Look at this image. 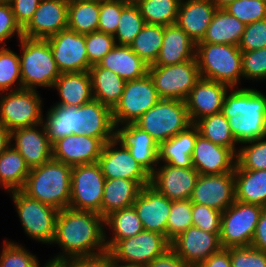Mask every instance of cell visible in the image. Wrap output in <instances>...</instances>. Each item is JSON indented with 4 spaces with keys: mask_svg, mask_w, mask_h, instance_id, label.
<instances>
[{
    "mask_svg": "<svg viewBox=\"0 0 266 267\" xmlns=\"http://www.w3.org/2000/svg\"><path fill=\"white\" fill-rule=\"evenodd\" d=\"M231 267H266V253L253 246L230 247Z\"/></svg>",
    "mask_w": 266,
    "mask_h": 267,
    "instance_id": "cell-53",
    "label": "cell"
},
{
    "mask_svg": "<svg viewBox=\"0 0 266 267\" xmlns=\"http://www.w3.org/2000/svg\"><path fill=\"white\" fill-rule=\"evenodd\" d=\"M116 45L113 35L95 31L85 34L87 58L91 66L98 64Z\"/></svg>",
    "mask_w": 266,
    "mask_h": 267,
    "instance_id": "cell-49",
    "label": "cell"
},
{
    "mask_svg": "<svg viewBox=\"0 0 266 267\" xmlns=\"http://www.w3.org/2000/svg\"><path fill=\"white\" fill-rule=\"evenodd\" d=\"M147 267H193L187 264L184 260L174 252L170 247L160 256H157Z\"/></svg>",
    "mask_w": 266,
    "mask_h": 267,
    "instance_id": "cell-58",
    "label": "cell"
},
{
    "mask_svg": "<svg viewBox=\"0 0 266 267\" xmlns=\"http://www.w3.org/2000/svg\"><path fill=\"white\" fill-rule=\"evenodd\" d=\"M60 73L89 71L91 65L87 58L85 34L70 29L47 38Z\"/></svg>",
    "mask_w": 266,
    "mask_h": 267,
    "instance_id": "cell-15",
    "label": "cell"
},
{
    "mask_svg": "<svg viewBox=\"0 0 266 267\" xmlns=\"http://www.w3.org/2000/svg\"><path fill=\"white\" fill-rule=\"evenodd\" d=\"M53 88L58 91L60 102L56 105L81 106L93 100L91 78L88 71L61 73Z\"/></svg>",
    "mask_w": 266,
    "mask_h": 267,
    "instance_id": "cell-31",
    "label": "cell"
},
{
    "mask_svg": "<svg viewBox=\"0 0 266 267\" xmlns=\"http://www.w3.org/2000/svg\"><path fill=\"white\" fill-rule=\"evenodd\" d=\"M126 5L127 3L120 0H100L98 31L114 36L122 9Z\"/></svg>",
    "mask_w": 266,
    "mask_h": 267,
    "instance_id": "cell-50",
    "label": "cell"
},
{
    "mask_svg": "<svg viewBox=\"0 0 266 267\" xmlns=\"http://www.w3.org/2000/svg\"><path fill=\"white\" fill-rule=\"evenodd\" d=\"M170 243L162 234L143 230L135 236L119 240L109 251L115 260L147 266L168 250Z\"/></svg>",
    "mask_w": 266,
    "mask_h": 267,
    "instance_id": "cell-13",
    "label": "cell"
},
{
    "mask_svg": "<svg viewBox=\"0 0 266 267\" xmlns=\"http://www.w3.org/2000/svg\"><path fill=\"white\" fill-rule=\"evenodd\" d=\"M197 267H231L230 248H222Z\"/></svg>",
    "mask_w": 266,
    "mask_h": 267,
    "instance_id": "cell-60",
    "label": "cell"
},
{
    "mask_svg": "<svg viewBox=\"0 0 266 267\" xmlns=\"http://www.w3.org/2000/svg\"><path fill=\"white\" fill-rule=\"evenodd\" d=\"M71 176V166L52 158L30 169L21 191L37 201L62 210L69 207Z\"/></svg>",
    "mask_w": 266,
    "mask_h": 267,
    "instance_id": "cell-3",
    "label": "cell"
},
{
    "mask_svg": "<svg viewBox=\"0 0 266 267\" xmlns=\"http://www.w3.org/2000/svg\"><path fill=\"white\" fill-rule=\"evenodd\" d=\"M219 9H224L226 6L234 2L235 0H211Z\"/></svg>",
    "mask_w": 266,
    "mask_h": 267,
    "instance_id": "cell-64",
    "label": "cell"
},
{
    "mask_svg": "<svg viewBox=\"0 0 266 267\" xmlns=\"http://www.w3.org/2000/svg\"><path fill=\"white\" fill-rule=\"evenodd\" d=\"M17 23L23 29L32 19L41 0H9Z\"/></svg>",
    "mask_w": 266,
    "mask_h": 267,
    "instance_id": "cell-57",
    "label": "cell"
},
{
    "mask_svg": "<svg viewBox=\"0 0 266 267\" xmlns=\"http://www.w3.org/2000/svg\"><path fill=\"white\" fill-rule=\"evenodd\" d=\"M195 57L201 78L238 87L243 78L242 51L238 46L196 43Z\"/></svg>",
    "mask_w": 266,
    "mask_h": 267,
    "instance_id": "cell-4",
    "label": "cell"
},
{
    "mask_svg": "<svg viewBox=\"0 0 266 267\" xmlns=\"http://www.w3.org/2000/svg\"><path fill=\"white\" fill-rule=\"evenodd\" d=\"M170 246L181 260L193 267L222 249L220 234L209 233L196 226H190L179 234Z\"/></svg>",
    "mask_w": 266,
    "mask_h": 267,
    "instance_id": "cell-17",
    "label": "cell"
},
{
    "mask_svg": "<svg viewBox=\"0 0 266 267\" xmlns=\"http://www.w3.org/2000/svg\"><path fill=\"white\" fill-rule=\"evenodd\" d=\"M227 120L237 144L266 137V118L235 115Z\"/></svg>",
    "mask_w": 266,
    "mask_h": 267,
    "instance_id": "cell-44",
    "label": "cell"
},
{
    "mask_svg": "<svg viewBox=\"0 0 266 267\" xmlns=\"http://www.w3.org/2000/svg\"><path fill=\"white\" fill-rule=\"evenodd\" d=\"M231 89L223 83L200 78L185 100L191 123L221 113L225 94Z\"/></svg>",
    "mask_w": 266,
    "mask_h": 267,
    "instance_id": "cell-21",
    "label": "cell"
},
{
    "mask_svg": "<svg viewBox=\"0 0 266 267\" xmlns=\"http://www.w3.org/2000/svg\"><path fill=\"white\" fill-rule=\"evenodd\" d=\"M236 201L266 207V170L234 169Z\"/></svg>",
    "mask_w": 266,
    "mask_h": 267,
    "instance_id": "cell-35",
    "label": "cell"
},
{
    "mask_svg": "<svg viewBox=\"0 0 266 267\" xmlns=\"http://www.w3.org/2000/svg\"><path fill=\"white\" fill-rule=\"evenodd\" d=\"M263 206L235 201L222 212V248L250 246Z\"/></svg>",
    "mask_w": 266,
    "mask_h": 267,
    "instance_id": "cell-9",
    "label": "cell"
},
{
    "mask_svg": "<svg viewBox=\"0 0 266 267\" xmlns=\"http://www.w3.org/2000/svg\"><path fill=\"white\" fill-rule=\"evenodd\" d=\"M160 99L149 73L142 78L126 81L123 94L112 109L115 127L135 123Z\"/></svg>",
    "mask_w": 266,
    "mask_h": 267,
    "instance_id": "cell-11",
    "label": "cell"
},
{
    "mask_svg": "<svg viewBox=\"0 0 266 267\" xmlns=\"http://www.w3.org/2000/svg\"><path fill=\"white\" fill-rule=\"evenodd\" d=\"M127 4H137L140 0H120Z\"/></svg>",
    "mask_w": 266,
    "mask_h": 267,
    "instance_id": "cell-65",
    "label": "cell"
},
{
    "mask_svg": "<svg viewBox=\"0 0 266 267\" xmlns=\"http://www.w3.org/2000/svg\"><path fill=\"white\" fill-rule=\"evenodd\" d=\"M20 73L22 89L53 88L60 76L47 39L21 37Z\"/></svg>",
    "mask_w": 266,
    "mask_h": 267,
    "instance_id": "cell-5",
    "label": "cell"
},
{
    "mask_svg": "<svg viewBox=\"0 0 266 267\" xmlns=\"http://www.w3.org/2000/svg\"><path fill=\"white\" fill-rule=\"evenodd\" d=\"M40 267V264H39ZM43 267H65V259L51 258Z\"/></svg>",
    "mask_w": 266,
    "mask_h": 267,
    "instance_id": "cell-62",
    "label": "cell"
},
{
    "mask_svg": "<svg viewBox=\"0 0 266 267\" xmlns=\"http://www.w3.org/2000/svg\"><path fill=\"white\" fill-rule=\"evenodd\" d=\"M104 226L111 229L112 239L107 240L105 233V244L110 250L119 240L126 239L141 233L144 228L133 206L114 211L104 218Z\"/></svg>",
    "mask_w": 266,
    "mask_h": 267,
    "instance_id": "cell-37",
    "label": "cell"
},
{
    "mask_svg": "<svg viewBox=\"0 0 266 267\" xmlns=\"http://www.w3.org/2000/svg\"><path fill=\"white\" fill-rule=\"evenodd\" d=\"M68 27V4L64 0H41L23 37L47 39Z\"/></svg>",
    "mask_w": 266,
    "mask_h": 267,
    "instance_id": "cell-19",
    "label": "cell"
},
{
    "mask_svg": "<svg viewBox=\"0 0 266 267\" xmlns=\"http://www.w3.org/2000/svg\"><path fill=\"white\" fill-rule=\"evenodd\" d=\"M194 124L203 138L216 145L230 148L237 155V142L233 137L227 118L222 113L205 116Z\"/></svg>",
    "mask_w": 266,
    "mask_h": 267,
    "instance_id": "cell-38",
    "label": "cell"
},
{
    "mask_svg": "<svg viewBox=\"0 0 266 267\" xmlns=\"http://www.w3.org/2000/svg\"><path fill=\"white\" fill-rule=\"evenodd\" d=\"M88 72L93 99L113 109L123 94L126 81L99 64L91 66Z\"/></svg>",
    "mask_w": 266,
    "mask_h": 267,
    "instance_id": "cell-33",
    "label": "cell"
},
{
    "mask_svg": "<svg viewBox=\"0 0 266 267\" xmlns=\"http://www.w3.org/2000/svg\"><path fill=\"white\" fill-rule=\"evenodd\" d=\"M11 144V132L0 123V154Z\"/></svg>",
    "mask_w": 266,
    "mask_h": 267,
    "instance_id": "cell-61",
    "label": "cell"
},
{
    "mask_svg": "<svg viewBox=\"0 0 266 267\" xmlns=\"http://www.w3.org/2000/svg\"><path fill=\"white\" fill-rule=\"evenodd\" d=\"M181 0H140L137 5L146 24H176Z\"/></svg>",
    "mask_w": 266,
    "mask_h": 267,
    "instance_id": "cell-41",
    "label": "cell"
},
{
    "mask_svg": "<svg viewBox=\"0 0 266 267\" xmlns=\"http://www.w3.org/2000/svg\"><path fill=\"white\" fill-rule=\"evenodd\" d=\"M163 36V25L146 24L129 46L150 66L156 61L162 46Z\"/></svg>",
    "mask_w": 266,
    "mask_h": 267,
    "instance_id": "cell-40",
    "label": "cell"
},
{
    "mask_svg": "<svg viewBox=\"0 0 266 267\" xmlns=\"http://www.w3.org/2000/svg\"><path fill=\"white\" fill-rule=\"evenodd\" d=\"M171 204L172 200L148 185L141 189L132 206L141 220L144 230L157 232L166 237Z\"/></svg>",
    "mask_w": 266,
    "mask_h": 267,
    "instance_id": "cell-23",
    "label": "cell"
},
{
    "mask_svg": "<svg viewBox=\"0 0 266 267\" xmlns=\"http://www.w3.org/2000/svg\"><path fill=\"white\" fill-rule=\"evenodd\" d=\"M238 47L242 52L265 48L266 19L247 24Z\"/></svg>",
    "mask_w": 266,
    "mask_h": 267,
    "instance_id": "cell-54",
    "label": "cell"
},
{
    "mask_svg": "<svg viewBox=\"0 0 266 267\" xmlns=\"http://www.w3.org/2000/svg\"><path fill=\"white\" fill-rule=\"evenodd\" d=\"M243 78L250 80L266 79V47L242 52Z\"/></svg>",
    "mask_w": 266,
    "mask_h": 267,
    "instance_id": "cell-52",
    "label": "cell"
},
{
    "mask_svg": "<svg viewBox=\"0 0 266 267\" xmlns=\"http://www.w3.org/2000/svg\"><path fill=\"white\" fill-rule=\"evenodd\" d=\"M14 34L20 40L23 36V29L16 21L10 3L0 1V46H5V41L11 39Z\"/></svg>",
    "mask_w": 266,
    "mask_h": 267,
    "instance_id": "cell-55",
    "label": "cell"
},
{
    "mask_svg": "<svg viewBox=\"0 0 266 267\" xmlns=\"http://www.w3.org/2000/svg\"><path fill=\"white\" fill-rule=\"evenodd\" d=\"M64 1L69 5L75 2L88 1V0H64Z\"/></svg>",
    "mask_w": 266,
    "mask_h": 267,
    "instance_id": "cell-66",
    "label": "cell"
},
{
    "mask_svg": "<svg viewBox=\"0 0 266 267\" xmlns=\"http://www.w3.org/2000/svg\"><path fill=\"white\" fill-rule=\"evenodd\" d=\"M100 0L75 2L68 5V29L79 34L98 31Z\"/></svg>",
    "mask_w": 266,
    "mask_h": 267,
    "instance_id": "cell-39",
    "label": "cell"
},
{
    "mask_svg": "<svg viewBox=\"0 0 266 267\" xmlns=\"http://www.w3.org/2000/svg\"><path fill=\"white\" fill-rule=\"evenodd\" d=\"M36 90L0 92V123L10 132L43 123L42 98Z\"/></svg>",
    "mask_w": 266,
    "mask_h": 267,
    "instance_id": "cell-8",
    "label": "cell"
},
{
    "mask_svg": "<svg viewBox=\"0 0 266 267\" xmlns=\"http://www.w3.org/2000/svg\"><path fill=\"white\" fill-rule=\"evenodd\" d=\"M146 25L137 4H127L123 9L114 34L116 45L129 46Z\"/></svg>",
    "mask_w": 266,
    "mask_h": 267,
    "instance_id": "cell-42",
    "label": "cell"
},
{
    "mask_svg": "<svg viewBox=\"0 0 266 267\" xmlns=\"http://www.w3.org/2000/svg\"><path fill=\"white\" fill-rule=\"evenodd\" d=\"M109 69L125 81L144 77L149 65L135 54L130 46L115 45L98 63Z\"/></svg>",
    "mask_w": 266,
    "mask_h": 267,
    "instance_id": "cell-30",
    "label": "cell"
},
{
    "mask_svg": "<svg viewBox=\"0 0 266 267\" xmlns=\"http://www.w3.org/2000/svg\"><path fill=\"white\" fill-rule=\"evenodd\" d=\"M97 163L105 179L122 178L135 180L142 187L150 185L151 175L133 158L128 148L115 138L104 144Z\"/></svg>",
    "mask_w": 266,
    "mask_h": 267,
    "instance_id": "cell-14",
    "label": "cell"
},
{
    "mask_svg": "<svg viewBox=\"0 0 266 267\" xmlns=\"http://www.w3.org/2000/svg\"><path fill=\"white\" fill-rule=\"evenodd\" d=\"M251 246L266 253V207L261 212Z\"/></svg>",
    "mask_w": 266,
    "mask_h": 267,
    "instance_id": "cell-59",
    "label": "cell"
},
{
    "mask_svg": "<svg viewBox=\"0 0 266 267\" xmlns=\"http://www.w3.org/2000/svg\"><path fill=\"white\" fill-rule=\"evenodd\" d=\"M100 138L72 134L52 144L53 159L71 167L98 162L104 147Z\"/></svg>",
    "mask_w": 266,
    "mask_h": 267,
    "instance_id": "cell-20",
    "label": "cell"
},
{
    "mask_svg": "<svg viewBox=\"0 0 266 267\" xmlns=\"http://www.w3.org/2000/svg\"><path fill=\"white\" fill-rule=\"evenodd\" d=\"M190 226H193L192 202L190 199L172 200L171 211L166 226V238L171 242Z\"/></svg>",
    "mask_w": 266,
    "mask_h": 267,
    "instance_id": "cell-46",
    "label": "cell"
},
{
    "mask_svg": "<svg viewBox=\"0 0 266 267\" xmlns=\"http://www.w3.org/2000/svg\"><path fill=\"white\" fill-rule=\"evenodd\" d=\"M192 165L201 175L233 172L236 154L230 149L214 144L198 135L192 154Z\"/></svg>",
    "mask_w": 266,
    "mask_h": 267,
    "instance_id": "cell-25",
    "label": "cell"
},
{
    "mask_svg": "<svg viewBox=\"0 0 266 267\" xmlns=\"http://www.w3.org/2000/svg\"><path fill=\"white\" fill-rule=\"evenodd\" d=\"M134 124L151 135L159 145L192 123L185 101L161 98Z\"/></svg>",
    "mask_w": 266,
    "mask_h": 267,
    "instance_id": "cell-6",
    "label": "cell"
},
{
    "mask_svg": "<svg viewBox=\"0 0 266 267\" xmlns=\"http://www.w3.org/2000/svg\"><path fill=\"white\" fill-rule=\"evenodd\" d=\"M148 73L160 98L185 101L201 78L196 57L174 65H150Z\"/></svg>",
    "mask_w": 266,
    "mask_h": 267,
    "instance_id": "cell-10",
    "label": "cell"
},
{
    "mask_svg": "<svg viewBox=\"0 0 266 267\" xmlns=\"http://www.w3.org/2000/svg\"><path fill=\"white\" fill-rule=\"evenodd\" d=\"M105 177L98 163L72 167L69 207L101 215Z\"/></svg>",
    "mask_w": 266,
    "mask_h": 267,
    "instance_id": "cell-12",
    "label": "cell"
},
{
    "mask_svg": "<svg viewBox=\"0 0 266 267\" xmlns=\"http://www.w3.org/2000/svg\"><path fill=\"white\" fill-rule=\"evenodd\" d=\"M9 193L25 233L33 240L51 245L59 210L29 197L21 190Z\"/></svg>",
    "mask_w": 266,
    "mask_h": 267,
    "instance_id": "cell-7",
    "label": "cell"
},
{
    "mask_svg": "<svg viewBox=\"0 0 266 267\" xmlns=\"http://www.w3.org/2000/svg\"><path fill=\"white\" fill-rule=\"evenodd\" d=\"M4 248L0 254V267H37L39 261L24 246L4 240Z\"/></svg>",
    "mask_w": 266,
    "mask_h": 267,
    "instance_id": "cell-47",
    "label": "cell"
},
{
    "mask_svg": "<svg viewBox=\"0 0 266 267\" xmlns=\"http://www.w3.org/2000/svg\"><path fill=\"white\" fill-rule=\"evenodd\" d=\"M105 232L104 218L98 213L70 208L59 210L52 244H58L62 253L53 258L68 259L104 252L107 250Z\"/></svg>",
    "mask_w": 266,
    "mask_h": 267,
    "instance_id": "cell-2",
    "label": "cell"
},
{
    "mask_svg": "<svg viewBox=\"0 0 266 267\" xmlns=\"http://www.w3.org/2000/svg\"><path fill=\"white\" fill-rule=\"evenodd\" d=\"M230 90L225 94L221 111L227 119L235 115L266 118V95L252 88Z\"/></svg>",
    "mask_w": 266,
    "mask_h": 267,
    "instance_id": "cell-29",
    "label": "cell"
},
{
    "mask_svg": "<svg viewBox=\"0 0 266 267\" xmlns=\"http://www.w3.org/2000/svg\"><path fill=\"white\" fill-rule=\"evenodd\" d=\"M29 173L24 157L10 144L0 154V185L8 192L21 190Z\"/></svg>",
    "mask_w": 266,
    "mask_h": 267,
    "instance_id": "cell-36",
    "label": "cell"
},
{
    "mask_svg": "<svg viewBox=\"0 0 266 267\" xmlns=\"http://www.w3.org/2000/svg\"><path fill=\"white\" fill-rule=\"evenodd\" d=\"M196 43L177 24L164 26L162 46L152 65H174L195 58Z\"/></svg>",
    "mask_w": 266,
    "mask_h": 267,
    "instance_id": "cell-27",
    "label": "cell"
},
{
    "mask_svg": "<svg viewBox=\"0 0 266 267\" xmlns=\"http://www.w3.org/2000/svg\"><path fill=\"white\" fill-rule=\"evenodd\" d=\"M46 113L43 124L51 144L72 134L100 138L104 143L115 138L112 109L97 100L78 107L55 104Z\"/></svg>",
    "mask_w": 266,
    "mask_h": 267,
    "instance_id": "cell-1",
    "label": "cell"
},
{
    "mask_svg": "<svg viewBox=\"0 0 266 267\" xmlns=\"http://www.w3.org/2000/svg\"><path fill=\"white\" fill-rule=\"evenodd\" d=\"M199 131L192 123L177 135L158 146V161L173 167L193 168L192 154Z\"/></svg>",
    "mask_w": 266,
    "mask_h": 267,
    "instance_id": "cell-28",
    "label": "cell"
},
{
    "mask_svg": "<svg viewBox=\"0 0 266 267\" xmlns=\"http://www.w3.org/2000/svg\"><path fill=\"white\" fill-rule=\"evenodd\" d=\"M143 187L135 180L122 178L105 179L101 216L133 205Z\"/></svg>",
    "mask_w": 266,
    "mask_h": 267,
    "instance_id": "cell-32",
    "label": "cell"
},
{
    "mask_svg": "<svg viewBox=\"0 0 266 267\" xmlns=\"http://www.w3.org/2000/svg\"><path fill=\"white\" fill-rule=\"evenodd\" d=\"M222 212L202 204L192 203L193 226L209 233L220 234Z\"/></svg>",
    "mask_w": 266,
    "mask_h": 267,
    "instance_id": "cell-51",
    "label": "cell"
},
{
    "mask_svg": "<svg viewBox=\"0 0 266 267\" xmlns=\"http://www.w3.org/2000/svg\"><path fill=\"white\" fill-rule=\"evenodd\" d=\"M198 171L164 164L150 176V186L170 200H188L195 187Z\"/></svg>",
    "mask_w": 266,
    "mask_h": 267,
    "instance_id": "cell-18",
    "label": "cell"
},
{
    "mask_svg": "<svg viewBox=\"0 0 266 267\" xmlns=\"http://www.w3.org/2000/svg\"><path fill=\"white\" fill-rule=\"evenodd\" d=\"M265 139L266 137L246 142L244 146L239 147L235 169L266 170Z\"/></svg>",
    "mask_w": 266,
    "mask_h": 267,
    "instance_id": "cell-45",
    "label": "cell"
},
{
    "mask_svg": "<svg viewBox=\"0 0 266 267\" xmlns=\"http://www.w3.org/2000/svg\"><path fill=\"white\" fill-rule=\"evenodd\" d=\"M224 9L245 25L266 19V2L262 0H235Z\"/></svg>",
    "mask_w": 266,
    "mask_h": 267,
    "instance_id": "cell-48",
    "label": "cell"
},
{
    "mask_svg": "<svg viewBox=\"0 0 266 267\" xmlns=\"http://www.w3.org/2000/svg\"><path fill=\"white\" fill-rule=\"evenodd\" d=\"M217 9L211 0H181L176 24L198 43L204 38Z\"/></svg>",
    "mask_w": 266,
    "mask_h": 267,
    "instance_id": "cell-26",
    "label": "cell"
},
{
    "mask_svg": "<svg viewBox=\"0 0 266 267\" xmlns=\"http://www.w3.org/2000/svg\"><path fill=\"white\" fill-rule=\"evenodd\" d=\"M112 267H147V266L140 265V264L126 263V262L115 260L113 258Z\"/></svg>",
    "mask_w": 266,
    "mask_h": 267,
    "instance_id": "cell-63",
    "label": "cell"
},
{
    "mask_svg": "<svg viewBox=\"0 0 266 267\" xmlns=\"http://www.w3.org/2000/svg\"><path fill=\"white\" fill-rule=\"evenodd\" d=\"M12 141H15V143H12ZM11 143L24 157L30 169L38 167L53 158L52 144L43 123L11 131Z\"/></svg>",
    "mask_w": 266,
    "mask_h": 267,
    "instance_id": "cell-22",
    "label": "cell"
},
{
    "mask_svg": "<svg viewBox=\"0 0 266 267\" xmlns=\"http://www.w3.org/2000/svg\"><path fill=\"white\" fill-rule=\"evenodd\" d=\"M115 139L128 148L133 158L151 175L158 161V144L146 131L134 123L115 127ZM156 165V166H155Z\"/></svg>",
    "mask_w": 266,
    "mask_h": 267,
    "instance_id": "cell-24",
    "label": "cell"
},
{
    "mask_svg": "<svg viewBox=\"0 0 266 267\" xmlns=\"http://www.w3.org/2000/svg\"><path fill=\"white\" fill-rule=\"evenodd\" d=\"M113 255L109 250L104 252L65 259V267H112Z\"/></svg>",
    "mask_w": 266,
    "mask_h": 267,
    "instance_id": "cell-56",
    "label": "cell"
},
{
    "mask_svg": "<svg viewBox=\"0 0 266 267\" xmlns=\"http://www.w3.org/2000/svg\"><path fill=\"white\" fill-rule=\"evenodd\" d=\"M16 83L19 87L15 88ZM20 89H22V79L19 54L17 55L9 47L0 46V92Z\"/></svg>",
    "mask_w": 266,
    "mask_h": 267,
    "instance_id": "cell-43",
    "label": "cell"
},
{
    "mask_svg": "<svg viewBox=\"0 0 266 267\" xmlns=\"http://www.w3.org/2000/svg\"><path fill=\"white\" fill-rule=\"evenodd\" d=\"M245 24L225 9H217L204 38L198 43L231 44L238 46Z\"/></svg>",
    "mask_w": 266,
    "mask_h": 267,
    "instance_id": "cell-34",
    "label": "cell"
},
{
    "mask_svg": "<svg viewBox=\"0 0 266 267\" xmlns=\"http://www.w3.org/2000/svg\"><path fill=\"white\" fill-rule=\"evenodd\" d=\"M190 201L220 212L236 201L234 171L223 174H199Z\"/></svg>",
    "mask_w": 266,
    "mask_h": 267,
    "instance_id": "cell-16",
    "label": "cell"
}]
</instances>
